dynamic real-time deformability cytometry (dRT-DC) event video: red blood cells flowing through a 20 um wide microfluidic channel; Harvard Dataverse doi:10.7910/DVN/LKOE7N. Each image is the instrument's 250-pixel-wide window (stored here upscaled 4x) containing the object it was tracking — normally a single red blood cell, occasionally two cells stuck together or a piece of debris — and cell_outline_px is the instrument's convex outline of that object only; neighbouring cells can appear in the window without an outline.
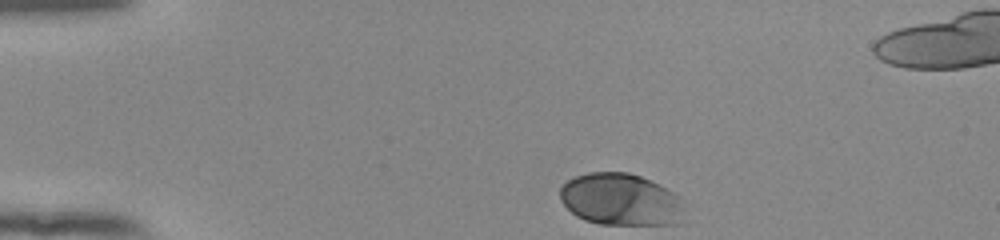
{"species": "human", "species_latin": "Homo sapiens", "temperature_condition": "room temperature", "stored_images_in_passage": 37, "camera_frame_rate_fps": 3000, "um_per_image_px": 0.085, "donor": {"sex": "female"}, "frame": {"image": 1, "passage_image": 1, "time_ms": 0.0, "image_size_px": [1000, 240], "cell_outline_px": [[684, 200], [676, 224], [600, 224], [584, 220], [576, 216], [560, 200], [560, 188], [568, 180], [576, 176], [588, 172], [628, 172], [640, 176], [660, 184], [680, 196]], "centroid_in_image_um": [52.73, 16.94], "position_along_channel_um": 32.3, "area_um2": 37.57}}
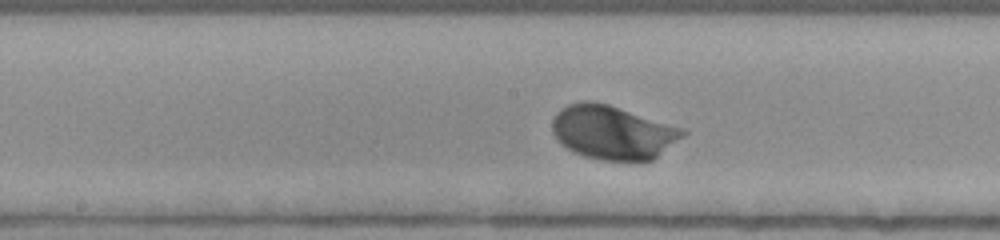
{"frame": {"image": 2, "passage_image": 19, "time_ms": 6.0, "image_size_px": [1000, 240], "cell_outline_px": [[688, 132], [684, 136], [652, 160], [640, 164], [600, 160], [584, 156], [560, 144], [552, 132], [552, 120], [560, 108], [568, 104], [584, 100], [592, 100], [608, 104], [684, 128]], "centroid_in_image_um": [52.1, 11.28], "position_along_channel_um": 196.1, "area_um2": 41.67}}
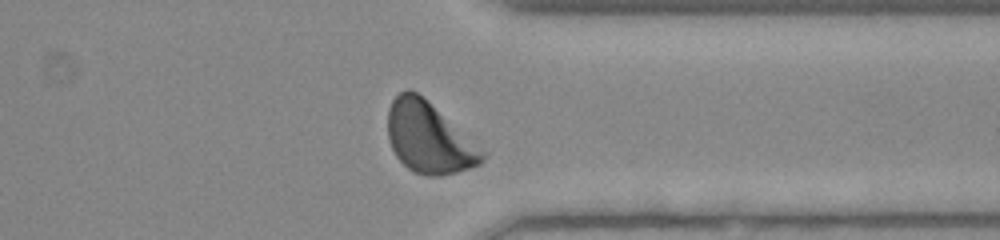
{"frame": {"image": 3, "passage_image": 33, "time_ms": 10.667, "image_size_px": [1000, 240], "cell_outline_px": [[488, 152], [484, 160], [480, 164], [456, 172], [440, 176], [428, 176], [416, 172], [408, 168], [396, 156], [388, 140], [388, 108], [392, 100], [400, 92], [408, 88], [416, 92]], "centroid_in_image_um": [36.47, 11.73], "position_along_channel_um": 374.9, "area_um2": 38.78}, "authors_computed_cell_mechanics": {"area_um2": 38.148, "velocity_mm_per_s": 3.8357, "shape_relaxation_time_tau1_ms": 1.6747, "shape_relaxation_time_tau2_ms": null, "deformation_change_tau1": 0.1281, "deformation_change_tau2": null}}